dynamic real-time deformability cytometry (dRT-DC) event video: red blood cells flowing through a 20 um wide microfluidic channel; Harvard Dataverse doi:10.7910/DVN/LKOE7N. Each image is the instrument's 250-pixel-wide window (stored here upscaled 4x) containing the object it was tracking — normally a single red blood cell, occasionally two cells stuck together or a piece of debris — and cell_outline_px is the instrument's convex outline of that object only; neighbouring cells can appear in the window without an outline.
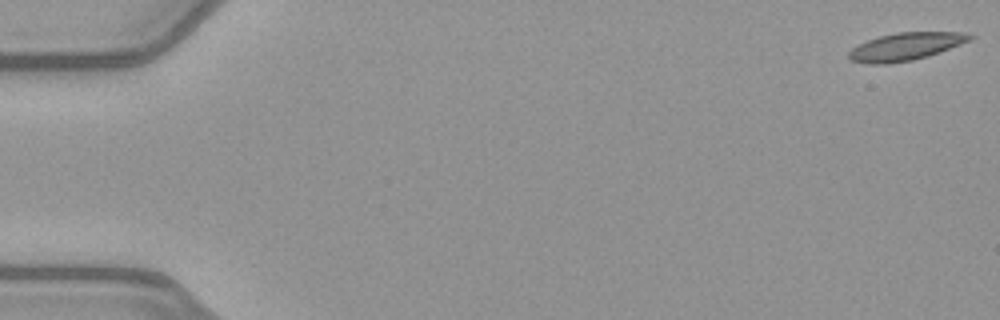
{"species": "common noctule bat (a hibernating species)", "species_latin": "Nyctalus noctula", "temperature_condition": "warm", "stored_images_in_passage": 49, "camera_frame_rate_fps": 3000, "um_per_image_px": 0.085, "animal": {"sex": "female", "body_mass_g": 21.9}, "frame": {"image": 1, "passage_image": 1, "time_ms": 0.0, "image_size_px": [1000, 320], "cell_outline_px": [[976, 36], [960, 44], [928, 56], [912, 60], [888, 64], [868, 64], [852, 60], [848, 56], [848, 52], [856, 44], [880, 36], [896, 32], [964, 32]], "centroid_in_image_um": [76.94, 3.95], "position_along_channel_um": 8.1, "area_um2": 19.42}}
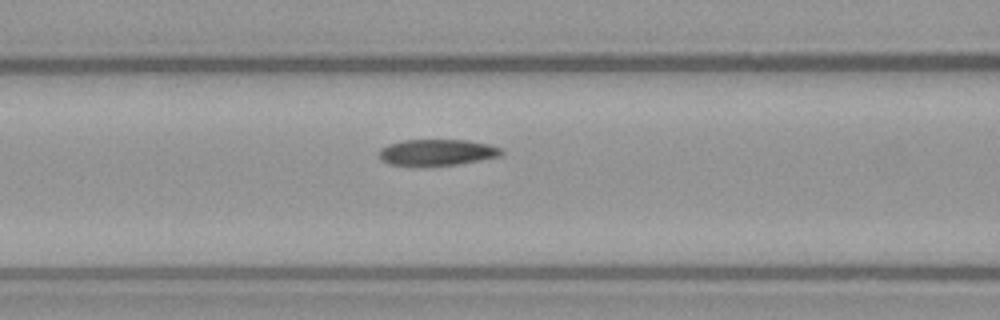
{"frame": {"image": 2, "passage_image": 22, "time_ms": 7.0, "image_size_px": [1000, 320], "cell_outline_px": [[504, 152], [500, 156], [480, 160], [456, 164], [412, 168], [388, 164], [380, 160], [380, 148], [388, 144], [404, 140], [468, 140], [488, 144], [500, 148]], "centroid_in_image_um": [37.08, 12.98], "position_along_channel_um": 129.5, "area_um2": 19.19}}
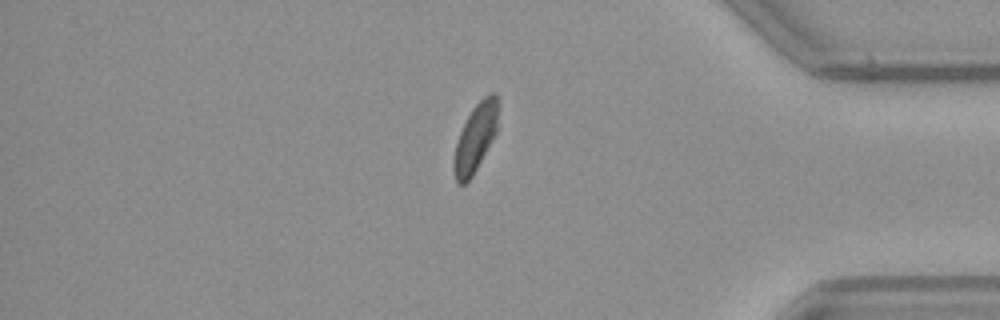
{"frame": {"image": 3, "passage_image": 44, "time_ms": 14.333, "image_size_px": [1000, 320], "cell_outline_px": [[496, 132], [492, 140], [472, 176], [464, 184], [456, 184], [452, 168], [452, 160], [456, 144], [460, 132], [472, 108], [488, 92], [496, 92]], "centroid_in_image_um": [40.36, 11.75], "position_along_channel_um": 394.8, "area_um2": 17.22}}